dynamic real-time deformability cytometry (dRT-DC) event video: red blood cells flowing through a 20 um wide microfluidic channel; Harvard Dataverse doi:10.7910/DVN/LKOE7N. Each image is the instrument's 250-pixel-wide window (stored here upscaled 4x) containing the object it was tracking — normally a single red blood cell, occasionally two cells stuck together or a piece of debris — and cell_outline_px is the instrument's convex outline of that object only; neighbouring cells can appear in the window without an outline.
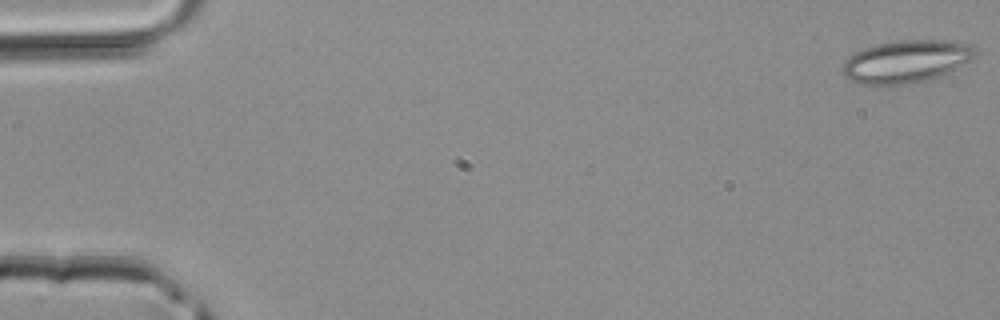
{"species": "common noctule bat (a hibernating species)", "species_latin": "Nyctalus noctula", "temperature_condition": "room temperature", "stored_images_in_passage": 5, "camera_frame_rate_fps": 3000, "um_per_image_px": 0.085, "animal": {"sex": "male", "body_mass_g": 20.4}, "frame": {"image": 1, "passage_image": 1, "time_ms": 0.0, "image_size_px": [1000, 320], "cell_outline_px": [[980, 52], [976, 56], [948, 72], [940, 76], [912, 84], [864, 84], [852, 80], [844, 76], [840, 68], [844, 60], [848, 56], [864, 48], [876, 44], [900, 40], [948, 40], [972, 44]], "centroid_in_image_um": [77.04, 5.2], "position_along_channel_um": 8.0, "area_um2": 33.06}}